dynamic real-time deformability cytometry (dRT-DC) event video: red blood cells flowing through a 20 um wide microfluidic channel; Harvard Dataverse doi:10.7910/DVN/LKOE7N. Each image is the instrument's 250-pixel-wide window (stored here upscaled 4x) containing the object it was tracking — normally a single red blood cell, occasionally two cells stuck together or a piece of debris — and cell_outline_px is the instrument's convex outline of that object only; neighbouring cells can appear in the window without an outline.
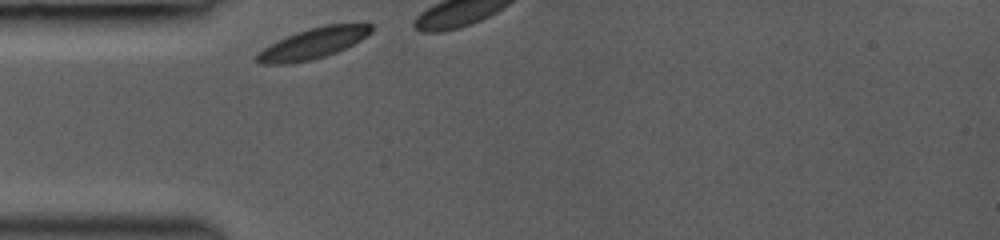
{"species": "common noctule bat (a hibernating species)", "species_latin": "Nyctalus noctula", "temperature_condition": "room temperature", "stored_images_in_passage": 3, "camera_frame_rate_fps": 3000, "um_per_image_px": 0.085, "animal": {"sex": "female", "body_mass_g": 19.0, "forearm_length_mm": 53.3}, "frame": {"image": 1, "passage_image": 1, "time_ms": 0.0, "image_size_px": [1000, 240], "cell_outline_px": [[372, 32], [368, 36], [336, 52], [312, 60], [288, 64], [260, 64], [256, 60], [256, 52], [296, 32], [308, 28], [328, 24], [372, 24]], "centroid_in_image_um": [26.6, 3.69], "position_along_channel_um": 58.4, "area_um2": 20.23}}